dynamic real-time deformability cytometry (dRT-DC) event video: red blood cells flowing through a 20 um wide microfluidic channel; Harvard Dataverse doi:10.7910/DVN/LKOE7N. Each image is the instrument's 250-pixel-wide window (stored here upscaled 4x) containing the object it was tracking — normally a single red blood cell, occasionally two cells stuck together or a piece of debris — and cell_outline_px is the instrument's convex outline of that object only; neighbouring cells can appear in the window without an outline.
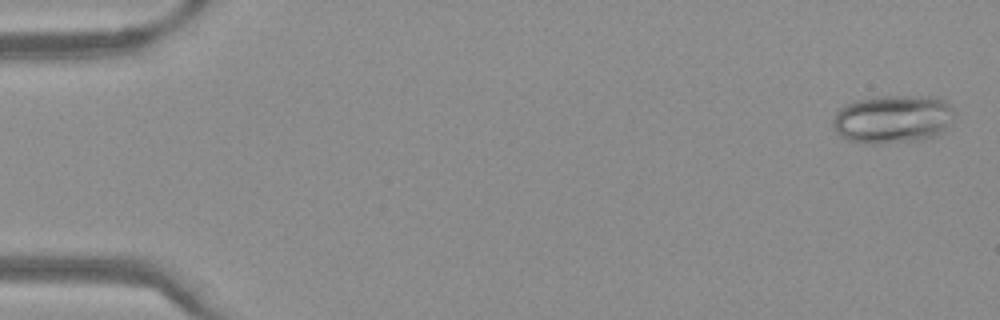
{"species": "Egyptian fruit bat (a non-hibernating species)", "species_latin": "Rousettus aegyptiacus", "temperature_condition": "warm", "stored_images_in_passage": 51, "camera_frame_rate_fps": 3000, "um_per_image_px": 0.085, "frame": {"image": 1, "passage_image": 2, "time_ms": 0.333, "image_size_px": [1000, 320], "cell_outline_px": [[956, 116], [936, 136], [924, 140], [880, 144], [864, 144], [844, 140], [836, 132], [832, 124], [832, 120], [836, 112], [840, 108], [852, 100], [872, 96], [940, 96], [956, 112]], "centroid_in_image_um": [75.86, 10.12], "position_along_channel_um": 9.1, "area_um2": 35.14}}
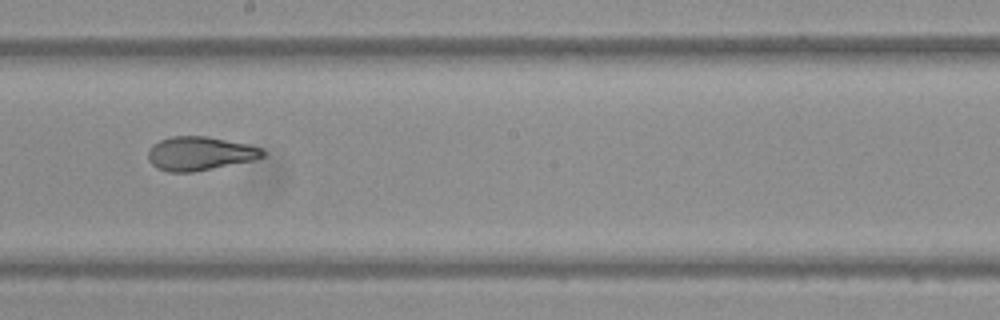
{"frame": {"image": 2, "passage_image": 29, "time_ms": 9.333, "image_size_px": [1000, 320], "cell_outline_px": [[264, 156], [252, 160], [192, 172], [168, 172], [156, 168], [148, 160], [148, 152], [152, 144], [160, 140], [172, 136], [208, 136], [248, 144], [264, 148]], "centroid_in_image_um": [16.96, 13.04], "position_along_channel_um": 231.2, "area_um2": 22.54}}
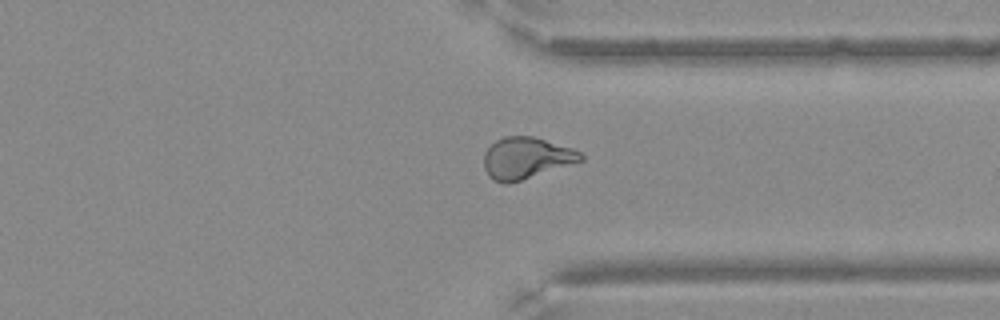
{"frame": {"image": 3, "passage_image": 39, "time_ms": 12.667, "image_size_px": [1000, 320], "cell_outline_px": [[584, 160], [508, 184], [504, 184], [492, 180], [488, 176], [484, 168], [484, 152], [496, 140], [504, 136], [532, 136], [572, 148], [580, 152], [584, 156]], "centroid_in_image_um": [44.7, 13.44], "position_along_channel_um": 366.7, "area_um2": 23.35}}